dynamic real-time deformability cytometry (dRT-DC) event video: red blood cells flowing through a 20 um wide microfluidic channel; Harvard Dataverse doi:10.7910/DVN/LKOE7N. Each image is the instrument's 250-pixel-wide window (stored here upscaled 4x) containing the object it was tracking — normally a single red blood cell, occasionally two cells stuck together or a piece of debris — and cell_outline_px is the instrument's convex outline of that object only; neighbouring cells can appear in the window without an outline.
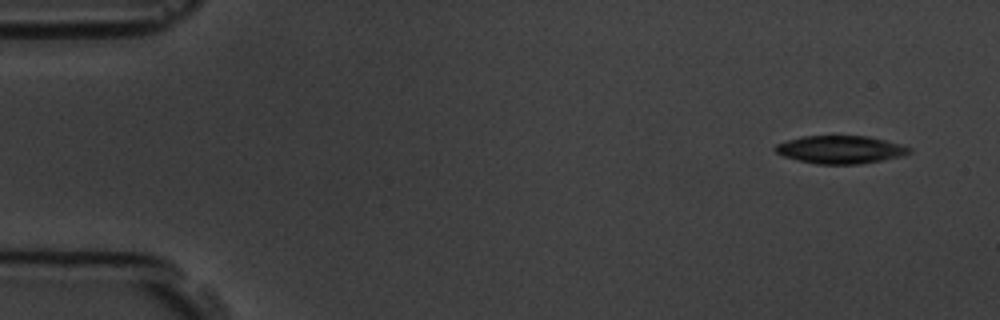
{"species": "common noctule bat (a hibernating species)", "species_latin": "Nyctalus noctula", "temperature_condition": "room temperature", "stored_images_in_passage": 4, "camera_frame_rate_fps": 3000, "um_per_image_px": 0.085, "animal": {"sex": "male", "body_mass_g": 19.5, "forearm_length_mm": 54.6}, "frame": {"image": 1, "passage_image": 1, "time_ms": 0.0, "image_size_px": [1000, 320], "cell_outline_px": [[912, 152], [900, 156], [860, 164], [816, 164], [784, 156], [776, 152], [772, 148], [776, 144], [788, 140], [804, 136], [868, 136], [900, 144], [912, 148]], "centroid_in_image_um": [71.42, 12.71], "position_along_channel_um": 13.6, "area_um2": 21.56}}
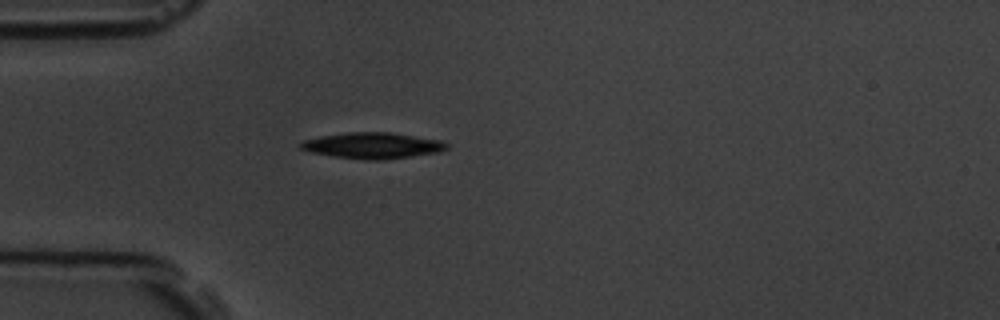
{"frame": {"image": 2, "passage_image": 4, "time_ms": 4.0, "image_size_px": [1000, 320], "cell_outline_px": [[448, 148], [440, 152], [412, 156], [376, 160], [368, 160], [336, 156], [312, 152], [300, 148], [300, 144], [304, 140], [320, 136], [348, 132], [388, 132], [440, 140], [448, 144]], "centroid_in_image_um": [31.69, 12.36], "position_along_channel_um": 53.3, "area_um2": 21.79}}